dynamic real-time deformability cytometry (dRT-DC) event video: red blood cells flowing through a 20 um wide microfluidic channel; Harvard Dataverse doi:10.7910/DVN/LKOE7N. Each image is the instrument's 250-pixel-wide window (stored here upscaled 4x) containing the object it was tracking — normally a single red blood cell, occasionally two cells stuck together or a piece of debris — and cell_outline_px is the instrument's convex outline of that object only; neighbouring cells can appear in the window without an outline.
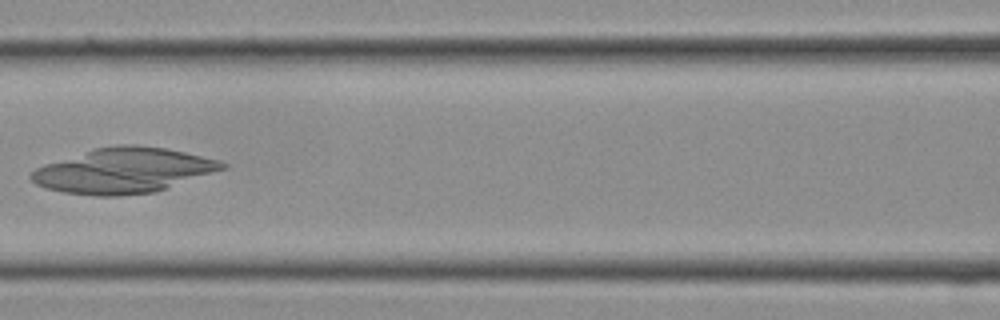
{"species": "Egyptian fruit bat (a non-hibernating species)", "species_latin": "Rousettus aegyptiacus", "temperature_condition": "cold", "stored_images_in_passage": 6, "camera_frame_rate_fps": 3000, "um_per_image_px": 0.085, "frame": {"image": 1, "passage_image": 5, "time_ms": 1.333, "image_size_px": [1000, 320], "cell_outline_px": [[228, 168], [152, 192], [116, 196], [96, 196], [64, 192], [48, 188], [36, 184], [28, 176], [36, 168], [44, 164], [96, 148], [116, 144], [136, 144], [168, 148], [220, 160], [228, 164]], "centroid_in_image_um": [10.52, 14.48], "position_along_channel_um": 156.1, "area_um2": 49.94}}